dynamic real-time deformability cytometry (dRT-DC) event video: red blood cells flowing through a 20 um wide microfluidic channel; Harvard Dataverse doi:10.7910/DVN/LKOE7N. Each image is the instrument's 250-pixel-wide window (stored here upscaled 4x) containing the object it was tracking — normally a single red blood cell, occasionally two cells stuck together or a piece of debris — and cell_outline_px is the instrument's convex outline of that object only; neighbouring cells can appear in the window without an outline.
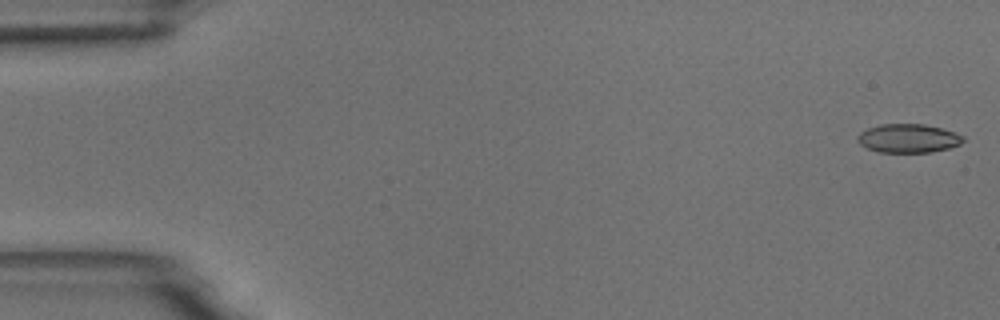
{"species": "common noctule bat (a hibernating species)", "species_latin": "Nyctalus noctula", "temperature_condition": "room temperature", "stored_images_in_passage": 6, "camera_frame_rate_fps": 3000, "um_per_image_px": 0.085, "animal": {"sex": "male", "body_mass_g": 18.8}, "frame": {"image": 1, "passage_image": 1, "time_ms": 0.0, "image_size_px": [1000, 320], "cell_outline_px": [[964, 140], [960, 144], [948, 148], [928, 152], [880, 152], [868, 148], [860, 144], [856, 136], [860, 132], [868, 128], [880, 124], [924, 124], [940, 128], [964, 136]], "centroid_in_image_um": [77.18, 11.75], "position_along_channel_um": 7.8, "area_um2": 17.46}}
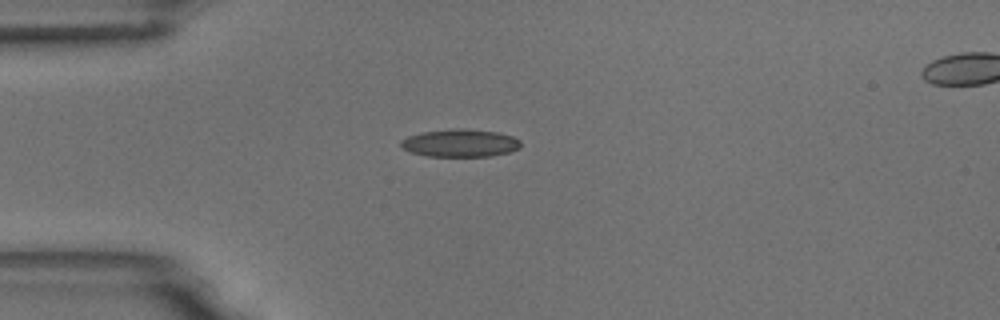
{"frame": {"image": 2, "passage_image": 5, "time_ms": 4.333, "image_size_px": [1000, 320], "cell_outline_px": [[520, 148], [508, 152], [492, 156], [428, 156], [412, 152], [400, 148], [400, 140], [408, 136], [424, 132], [460, 128], [464, 128], [496, 132], [512, 136], [520, 140]], "centroid_in_image_um": [39.1, 12.16], "position_along_channel_um": 45.9, "area_um2": 19.25}}